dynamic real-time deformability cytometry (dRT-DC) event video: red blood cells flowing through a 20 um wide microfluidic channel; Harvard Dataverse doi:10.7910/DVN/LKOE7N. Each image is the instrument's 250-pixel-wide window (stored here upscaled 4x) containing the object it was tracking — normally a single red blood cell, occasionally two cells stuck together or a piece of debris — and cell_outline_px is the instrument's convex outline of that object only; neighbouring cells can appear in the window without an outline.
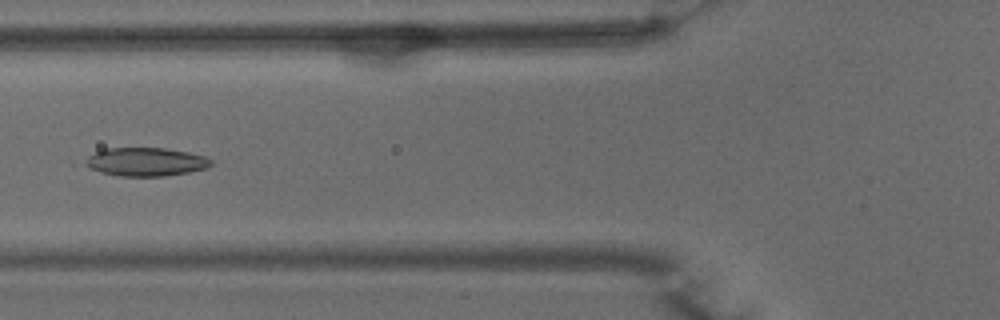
{"species": "common noctule bat (a hibernating species)", "species_latin": "Nyctalus noctula", "temperature_condition": "warm", "stored_images_in_passage": 50, "camera_frame_rate_fps": 3000, "um_per_image_px": 0.085, "animal": {"sex": "male", "body_mass_g": 15.6}, "frame": {"image": 1, "passage_image": 19, "time_ms": 6.0, "image_size_px": [1000, 320], "cell_outline_px": [[212, 164], [204, 168], [188, 172], [164, 176], [120, 176], [100, 172], [88, 168], [84, 164], [88, 156], [104, 148], [164, 148], [188, 152], [204, 156], [212, 160]], "centroid_in_image_um": [12.36, 13.75], "position_along_channel_um": 113.4, "area_um2": 20.75}}
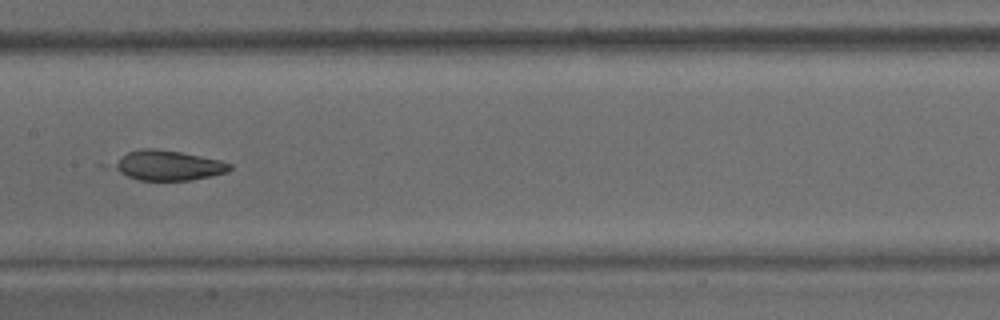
{"frame": {"image": 2, "passage_image": 25, "time_ms": 8.0, "image_size_px": [1000, 320], "cell_outline_px": [[232, 168], [228, 172], [212, 176], [192, 180], [140, 180], [128, 176], [112, 168], [112, 164], [128, 152], [140, 148], [156, 148], [180, 152], [220, 160], [232, 164]], "centroid_in_image_um": [14.31, 14.06], "position_along_channel_um": 193.1, "area_um2": 20.17}}
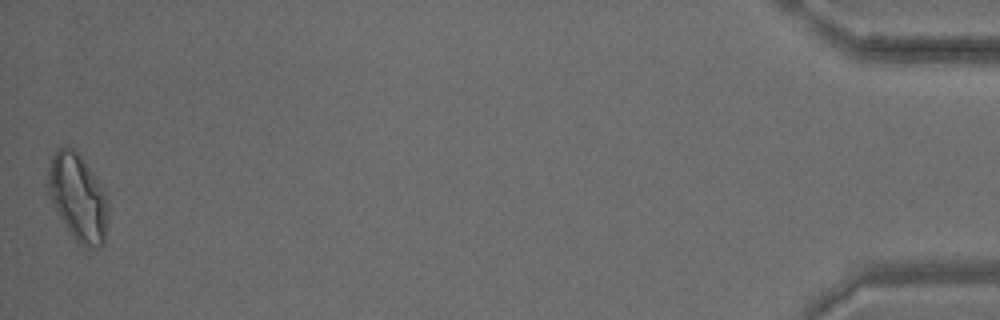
{"frame": {"image": 3, "passage_image": 50, "time_ms": 16.333, "image_size_px": [1000, 320], "cell_outline_px": [[108, 216], [104, 244], [100, 248], [88, 248], [80, 244], [72, 236], [60, 216], [48, 192], [48, 172], [52, 156], [60, 148], [72, 148], [84, 160], [92, 172], [104, 192], [108, 200]], "centroid_in_image_um": [6.66, 16.83], "position_along_channel_um": 428.5, "area_um2": 29.88}}